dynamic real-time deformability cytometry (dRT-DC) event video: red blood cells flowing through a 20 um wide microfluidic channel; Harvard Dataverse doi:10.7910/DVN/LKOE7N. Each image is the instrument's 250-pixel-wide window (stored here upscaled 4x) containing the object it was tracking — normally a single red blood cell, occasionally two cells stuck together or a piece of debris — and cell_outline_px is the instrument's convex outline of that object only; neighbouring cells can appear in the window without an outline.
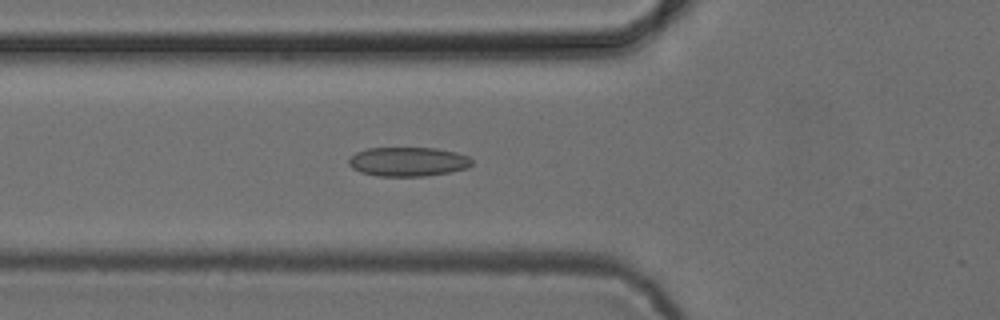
{"species": "common noctule bat (a hibernating species)", "species_latin": "Nyctalus noctula", "temperature_condition": "cold", "stored_images_in_passage": 30, "camera_frame_rate_fps": 3000, "um_per_image_px": 0.085, "animal": {"sex": "female", "body_mass_g": 24.6, "forearm_length_mm": 56.2}, "frame": {"image": 1, "passage_image": 19, "time_ms": 6.0, "image_size_px": [1000, 320], "cell_outline_px": [[472, 164], [468, 168], [448, 172], [424, 176], [376, 176], [360, 172], [352, 168], [348, 164], [348, 160], [356, 152], [368, 148], [436, 148], [456, 152], [468, 156], [472, 160]], "centroid_in_image_um": [34.67, 13.74], "position_along_channel_um": 91.1, "area_um2": 20.98}}
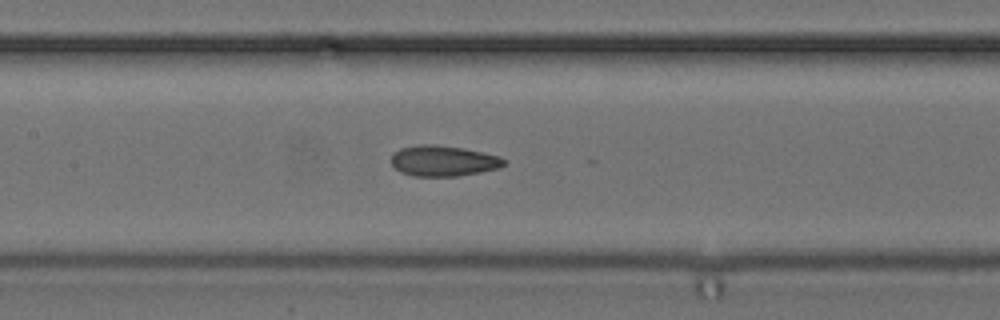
{"frame": {"image": 2, "passage_image": 25, "time_ms": 8.0, "image_size_px": [1000, 320], "cell_outline_px": [[508, 160], [500, 168], [480, 172], [456, 176], [412, 176], [400, 172], [392, 164], [392, 152], [400, 148], [420, 144], [436, 144], [464, 148], [500, 156]], "centroid_in_image_um": [37.69, 13.66], "position_along_channel_um": 169.7, "area_um2": 20.35}}
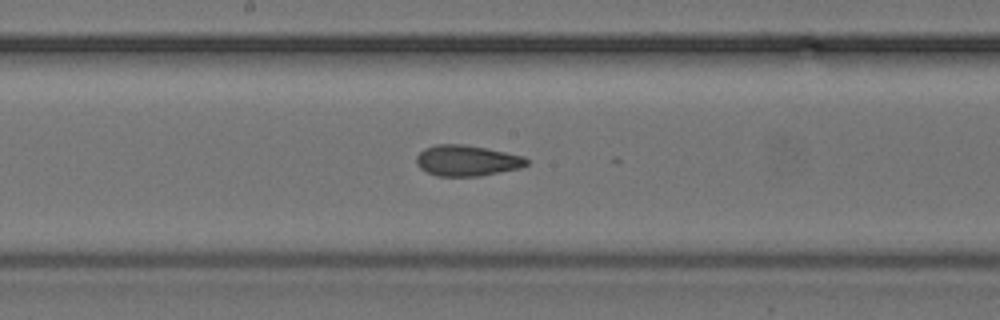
{"frame": {"image": 3, "passage_image": 28, "time_ms": 9.0, "image_size_px": [1000, 320], "cell_outline_px": [[528, 164], [520, 168], [480, 176], [436, 176], [420, 168], [416, 164], [416, 156], [424, 148], [436, 144], [464, 144], [524, 156], [528, 160]], "centroid_in_image_um": [39.66, 13.65], "position_along_channel_um": 208.5, "area_um2": 19.77}}